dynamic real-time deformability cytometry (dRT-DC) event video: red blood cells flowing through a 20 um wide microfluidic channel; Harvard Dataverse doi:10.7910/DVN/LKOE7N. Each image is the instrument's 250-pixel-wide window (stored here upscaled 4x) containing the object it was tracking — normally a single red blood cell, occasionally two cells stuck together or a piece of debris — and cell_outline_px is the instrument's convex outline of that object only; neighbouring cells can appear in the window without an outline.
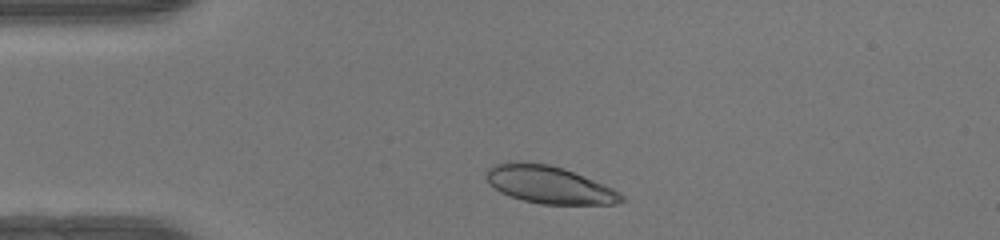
{"species": "human", "species_latin": "Homo sapiens", "temperature_condition": "warm", "stored_images_in_passage": 35, "camera_frame_rate_fps": 3000, "um_per_image_px": 0.085, "donor": {"sex": "female"}, "frame": {"image": 1, "passage_image": 4, "time_ms": 1.0, "image_size_px": [1000, 240], "cell_outline_px": [[624, 200], [616, 204], [540, 204], [524, 200], [500, 192], [488, 184], [484, 176], [484, 172], [492, 164], [508, 160], [520, 160], [548, 164], [564, 168], [612, 188], [620, 192], [624, 196]], "centroid_in_image_um": [46.59, 15.67], "position_along_channel_um": 38.4, "area_um2": 29.94}}
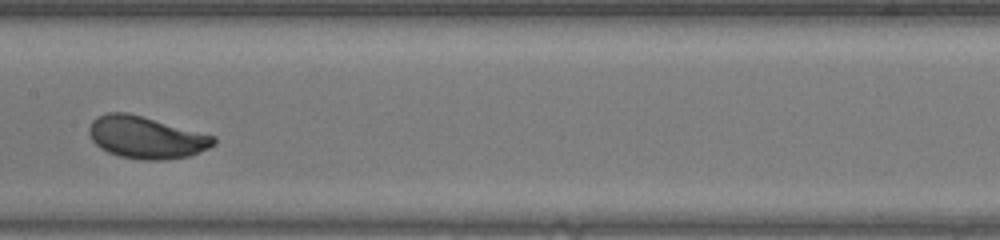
{"frame": {"image": 2, "passage_image": 18, "time_ms": 5.667, "image_size_px": [1000, 240], "cell_outline_px": [[216, 144], [208, 148], [188, 156], [164, 160], [140, 160], [120, 156], [108, 152], [100, 148], [92, 140], [88, 132], [88, 128], [92, 120], [96, 116], [108, 112], [128, 112], [216, 136]], "centroid_in_image_um": [12.4, 11.67], "position_along_channel_um": 195.0, "area_um2": 30.75}}
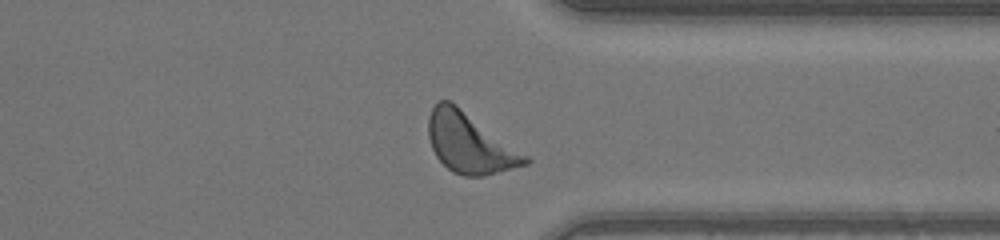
{"frame": {"image": 3, "passage_image": 31, "time_ms": 10.0, "image_size_px": [1000, 240], "cell_outline_px": [[532, 160], [528, 164], [484, 176], [464, 176], [452, 172], [436, 156], [432, 148], [428, 136], [428, 116], [432, 108], [440, 100], [452, 100], [528, 156]], "centroid_in_image_um": [39.92, 12.15], "position_along_channel_um": 371.5, "area_um2": 33.93}, "authors_computed_cell_mechanics": {"area_um2": 29.9404, "velocity_mm_per_s": 4.1168, "shape_relaxation_time_tau1_ms": 4.4679, "shape_relaxation_time_tau2_ms": null, "deformation_change_tau1": 0.2042, "deformation_change_tau2": null}}